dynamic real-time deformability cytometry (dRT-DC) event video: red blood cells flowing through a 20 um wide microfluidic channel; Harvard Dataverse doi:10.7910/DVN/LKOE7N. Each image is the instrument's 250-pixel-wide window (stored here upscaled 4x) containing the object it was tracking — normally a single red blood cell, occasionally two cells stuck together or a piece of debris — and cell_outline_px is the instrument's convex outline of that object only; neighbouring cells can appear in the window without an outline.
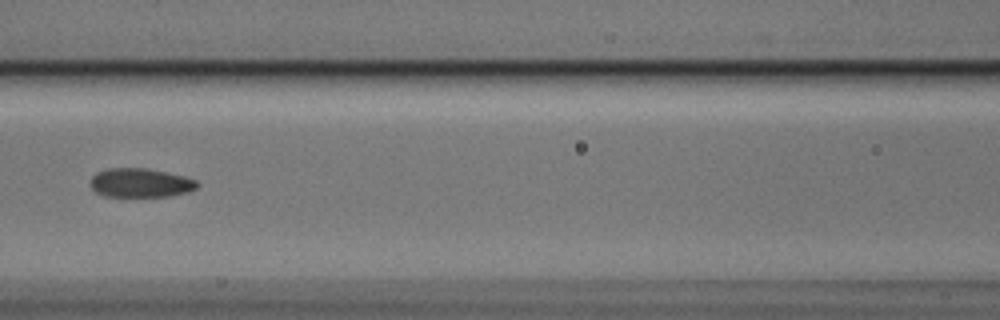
{"species": "Egyptian fruit bat (a non-hibernating species)", "species_latin": "Rousettus aegyptiacus", "temperature_condition": "cold", "stored_images_in_passage": 7, "segment_of_instrument_passage": [2, 2], "camera_frame_rate_fps": 3000, "um_per_image_px": 0.085, "animal": {"sex": "male"}, "frame": {"image": 1, "passage_image": 7, "time_ms": 2.0, "image_size_px": [1000, 320], "cell_outline_px": [[200, 184], [196, 188], [188, 192], [168, 196], [104, 196], [96, 192], [92, 188], [92, 176], [96, 172], [108, 168], [144, 168], [184, 176], [196, 180]], "centroid_in_image_um": [11.94, 15.54], "position_along_channel_um": 154.7, "area_um2": 17.86}}